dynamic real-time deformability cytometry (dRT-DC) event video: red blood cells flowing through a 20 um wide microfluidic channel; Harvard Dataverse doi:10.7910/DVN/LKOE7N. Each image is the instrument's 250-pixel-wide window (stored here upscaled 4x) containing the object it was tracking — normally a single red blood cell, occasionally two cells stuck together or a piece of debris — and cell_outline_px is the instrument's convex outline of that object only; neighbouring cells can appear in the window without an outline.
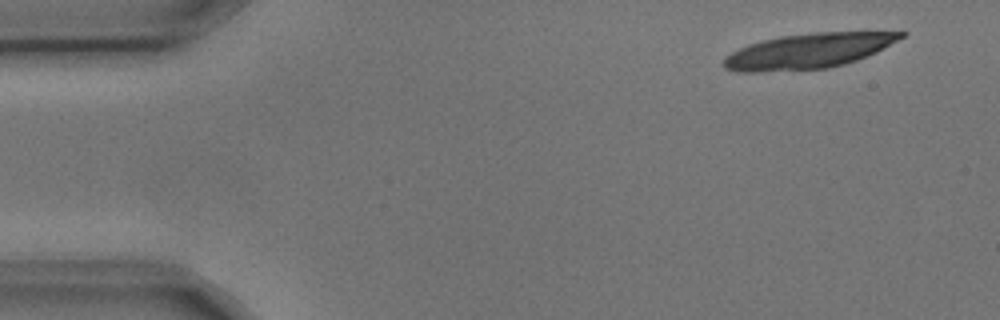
{"species": "common noctule bat (a hibernating species)", "species_latin": "Nyctalus noctula", "temperature_condition": "cold", "stored_images_in_passage": 5, "camera_frame_rate_fps": 3000, "um_per_image_px": 0.085, "animal": {"sex": "male", "body_mass_g": 17.9, "forearm_length_mm": 54.2}, "frame": {"image": 1, "passage_image": 2, "time_ms": 0.333, "image_size_px": [1000, 320], "cell_outline_px": [[908, 36], [876, 52], [856, 60], [844, 64], [828, 68], [760, 72], [736, 72], [724, 68], [724, 60], [732, 52], [748, 44], [780, 36], [812, 32], [908, 32]], "centroid_in_image_um": [68.75, 4.33], "position_along_channel_um": 16.3, "area_um2": 36.13}}